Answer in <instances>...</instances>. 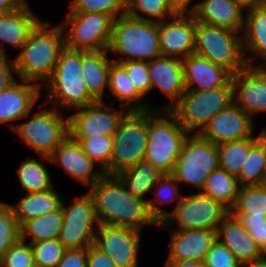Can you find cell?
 Listing matches in <instances>:
<instances>
[{
  "label": "cell",
  "mask_w": 266,
  "mask_h": 267,
  "mask_svg": "<svg viewBox=\"0 0 266 267\" xmlns=\"http://www.w3.org/2000/svg\"><path fill=\"white\" fill-rule=\"evenodd\" d=\"M63 223L62 207L48 213L25 221L20 226V239L25 241L30 238V244L58 238Z\"/></svg>",
  "instance_id": "obj_34"
},
{
  "label": "cell",
  "mask_w": 266,
  "mask_h": 267,
  "mask_svg": "<svg viewBox=\"0 0 266 267\" xmlns=\"http://www.w3.org/2000/svg\"><path fill=\"white\" fill-rule=\"evenodd\" d=\"M77 141L84 153L97 165L105 174L111 175V158L113 151L112 136L95 137H71Z\"/></svg>",
  "instance_id": "obj_38"
},
{
  "label": "cell",
  "mask_w": 266,
  "mask_h": 267,
  "mask_svg": "<svg viewBox=\"0 0 266 267\" xmlns=\"http://www.w3.org/2000/svg\"><path fill=\"white\" fill-rule=\"evenodd\" d=\"M111 175L144 160L147 147V111H129L112 136Z\"/></svg>",
  "instance_id": "obj_10"
},
{
  "label": "cell",
  "mask_w": 266,
  "mask_h": 267,
  "mask_svg": "<svg viewBox=\"0 0 266 267\" xmlns=\"http://www.w3.org/2000/svg\"><path fill=\"white\" fill-rule=\"evenodd\" d=\"M204 267H241L233 253L218 239L212 244L204 259Z\"/></svg>",
  "instance_id": "obj_45"
},
{
  "label": "cell",
  "mask_w": 266,
  "mask_h": 267,
  "mask_svg": "<svg viewBox=\"0 0 266 267\" xmlns=\"http://www.w3.org/2000/svg\"><path fill=\"white\" fill-rule=\"evenodd\" d=\"M236 3L240 4L244 9L254 8L256 6L263 5L265 0H234Z\"/></svg>",
  "instance_id": "obj_54"
},
{
  "label": "cell",
  "mask_w": 266,
  "mask_h": 267,
  "mask_svg": "<svg viewBox=\"0 0 266 267\" xmlns=\"http://www.w3.org/2000/svg\"><path fill=\"white\" fill-rule=\"evenodd\" d=\"M120 110L107 106L103 101L80 107L78 112L68 118L70 137L113 136L119 123L129 112L120 106Z\"/></svg>",
  "instance_id": "obj_14"
},
{
  "label": "cell",
  "mask_w": 266,
  "mask_h": 267,
  "mask_svg": "<svg viewBox=\"0 0 266 267\" xmlns=\"http://www.w3.org/2000/svg\"><path fill=\"white\" fill-rule=\"evenodd\" d=\"M188 134L169 110H148L144 160L151 162L163 174H171Z\"/></svg>",
  "instance_id": "obj_5"
},
{
  "label": "cell",
  "mask_w": 266,
  "mask_h": 267,
  "mask_svg": "<svg viewBox=\"0 0 266 267\" xmlns=\"http://www.w3.org/2000/svg\"><path fill=\"white\" fill-rule=\"evenodd\" d=\"M246 11L243 34H241L243 49L244 53L248 51L253 53L251 56L246 54L245 59L248 65L254 66L255 58H263L261 60L266 62V5L256 6Z\"/></svg>",
  "instance_id": "obj_26"
},
{
  "label": "cell",
  "mask_w": 266,
  "mask_h": 267,
  "mask_svg": "<svg viewBox=\"0 0 266 267\" xmlns=\"http://www.w3.org/2000/svg\"><path fill=\"white\" fill-rule=\"evenodd\" d=\"M53 188L43 192L26 193L25 197L13 208L19 226L25 221L52 213L62 207V199Z\"/></svg>",
  "instance_id": "obj_30"
},
{
  "label": "cell",
  "mask_w": 266,
  "mask_h": 267,
  "mask_svg": "<svg viewBox=\"0 0 266 267\" xmlns=\"http://www.w3.org/2000/svg\"><path fill=\"white\" fill-rule=\"evenodd\" d=\"M126 14L136 19L152 22L164 21L169 16L171 19L175 15L165 0H127Z\"/></svg>",
  "instance_id": "obj_40"
},
{
  "label": "cell",
  "mask_w": 266,
  "mask_h": 267,
  "mask_svg": "<svg viewBox=\"0 0 266 267\" xmlns=\"http://www.w3.org/2000/svg\"><path fill=\"white\" fill-rule=\"evenodd\" d=\"M266 134L264 128L255 137L237 141L224 142L217 145L219 152V168L226 170L229 174L238 177L243 164L250 152V149Z\"/></svg>",
  "instance_id": "obj_32"
},
{
  "label": "cell",
  "mask_w": 266,
  "mask_h": 267,
  "mask_svg": "<svg viewBox=\"0 0 266 267\" xmlns=\"http://www.w3.org/2000/svg\"><path fill=\"white\" fill-rule=\"evenodd\" d=\"M182 61L186 90H210L231 81L233 74L229 70L195 53Z\"/></svg>",
  "instance_id": "obj_22"
},
{
  "label": "cell",
  "mask_w": 266,
  "mask_h": 267,
  "mask_svg": "<svg viewBox=\"0 0 266 267\" xmlns=\"http://www.w3.org/2000/svg\"><path fill=\"white\" fill-rule=\"evenodd\" d=\"M74 198L70 206L62 203L63 223L58 240L66 249L88 248L93 245L99 226L94 199L89 192Z\"/></svg>",
  "instance_id": "obj_13"
},
{
  "label": "cell",
  "mask_w": 266,
  "mask_h": 267,
  "mask_svg": "<svg viewBox=\"0 0 266 267\" xmlns=\"http://www.w3.org/2000/svg\"><path fill=\"white\" fill-rule=\"evenodd\" d=\"M48 26V22L40 20L13 59L19 80L41 85L39 81L45 83L51 77L60 52L65 47V37L61 24L52 29Z\"/></svg>",
  "instance_id": "obj_2"
},
{
  "label": "cell",
  "mask_w": 266,
  "mask_h": 267,
  "mask_svg": "<svg viewBox=\"0 0 266 267\" xmlns=\"http://www.w3.org/2000/svg\"><path fill=\"white\" fill-rule=\"evenodd\" d=\"M56 267H87V248L66 249Z\"/></svg>",
  "instance_id": "obj_49"
},
{
  "label": "cell",
  "mask_w": 266,
  "mask_h": 267,
  "mask_svg": "<svg viewBox=\"0 0 266 267\" xmlns=\"http://www.w3.org/2000/svg\"><path fill=\"white\" fill-rule=\"evenodd\" d=\"M87 267H117L111 258L94 245L87 248Z\"/></svg>",
  "instance_id": "obj_50"
},
{
  "label": "cell",
  "mask_w": 266,
  "mask_h": 267,
  "mask_svg": "<svg viewBox=\"0 0 266 267\" xmlns=\"http://www.w3.org/2000/svg\"><path fill=\"white\" fill-rule=\"evenodd\" d=\"M175 14H189V5L193 0H165Z\"/></svg>",
  "instance_id": "obj_51"
},
{
  "label": "cell",
  "mask_w": 266,
  "mask_h": 267,
  "mask_svg": "<svg viewBox=\"0 0 266 267\" xmlns=\"http://www.w3.org/2000/svg\"><path fill=\"white\" fill-rule=\"evenodd\" d=\"M230 213L266 216V186L240 187L236 203Z\"/></svg>",
  "instance_id": "obj_39"
},
{
  "label": "cell",
  "mask_w": 266,
  "mask_h": 267,
  "mask_svg": "<svg viewBox=\"0 0 266 267\" xmlns=\"http://www.w3.org/2000/svg\"><path fill=\"white\" fill-rule=\"evenodd\" d=\"M238 31L196 21L194 53L236 74L248 64Z\"/></svg>",
  "instance_id": "obj_7"
},
{
  "label": "cell",
  "mask_w": 266,
  "mask_h": 267,
  "mask_svg": "<svg viewBox=\"0 0 266 267\" xmlns=\"http://www.w3.org/2000/svg\"><path fill=\"white\" fill-rule=\"evenodd\" d=\"M216 239V231L205 229L173 230L167 260L203 262Z\"/></svg>",
  "instance_id": "obj_24"
},
{
  "label": "cell",
  "mask_w": 266,
  "mask_h": 267,
  "mask_svg": "<svg viewBox=\"0 0 266 267\" xmlns=\"http://www.w3.org/2000/svg\"><path fill=\"white\" fill-rule=\"evenodd\" d=\"M141 230L99 224L93 245L117 267H137Z\"/></svg>",
  "instance_id": "obj_15"
},
{
  "label": "cell",
  "mask_w": 266,
  "mask_h": 267,
  "mask_svg": "<svg viewBox=\"0 0 266 267\" xmlns=\"http://www.w3.org/2000/svg\"><path fill=\"white\" fill-rule=\"evenodd\" d=\"M218 168L217 145L193 133L183 141L171 175L178 183H188L200 191L211 172Z\"/></svg>",
  "instance_id": "obj_9"
},
{
  "label": "cell",
  "mask_w": 266,
  "mask_h": 267,
  "mask_svg": "<svg viewBox=\"0 0 266 267\" xmlns=\"http://www.w3.org/2000/svg\"><path fill=\"white\" fill-rule=\"evenodd\" d=\"M233 103L252 114L266 112V65H247L232 75Z\"/></svg>",
  "instance_id": "obj_16"
},
{
  "label": "cell",
  "mask_w": 266,
  "mask_h": 267,
  "mask_svg": "<svg viewBox=\"0 0 266 267\" xmlns=\"http://www.w3.org/2000/svg\"><path fill=\"white\" fill-rule=\"evenodd\" d=\"M239 188L237 177L218 168L211 172L200 192L217 200L230 211L236 203Z\"/></svg>",
  "instance_id": "obj_33"
},
{
  "label": "cell",
  "mask_w": 266,
  "mask_h": 267,
  "mask_svg": "<svg viewBox=\"0 0 266 267\" xmlns=\"http://www.w3.org/2000/svg\"><path fill=\"white\" fill-rule=\"evenodd\" d=\"M109 93L113 94L121 103L120 106L128 111H148V104L142 103L144 97L132 83L126 69L119 63L110 66L108 78Z\"/></svg>",
  "instance_id": "obj_29"
},
{
  "label": "cell",
  "mask_w": 266,
  "mask_h": 267,
  "mask_svg": "<svg viewBox=\"0 0 266 267\" xmlns=\"http://www.w3.org/2000/svg\"><path fill=\"white\" fill-rule=\"evenodd\" d=\"M242 11L246 10L234 0H204L189 8L196 21L238 32L245 24Z\"/></svg>",
  "instance_id": "obj_23"
},
{
  "label": "cell",
  "mask_w": 266,
  "mask_h": 267,
  "mask_svg": "<svg viewBox=\"0 0 266 267\" xmlns=\"http://www.w3.org/2000/svg\"><path fill=\"white\" fill-rule=\"evenodd\" d=\"M164 267H204V262L193 260H166Z\"/></svg>",
  "instance_id": "obj_53"
},
{
  "label": "cell",
  "mask_w": 266,
  "mask_h": 267,
  "mask_svg": "<svg viewBox=\"0 0 266 267\" xmlns=\"http://www.w3.org/2000/svg\"><path fill=\"white\" fill-rule=\"evenodd\" d=\"M266 168V134L250 149L237 177L240 187L262 185Z\"/></svg>",
  "instance_id": "obj_36"
},
{
  "label": "cell",
  "mask_w": 266,
  "mask_h": 267,
  "mask_svg": "<svg viewBox=\"0 0 266 267\" xmlns=\"http://www.w3.org/2000/svg\"><path fill=\"white\" fill-rule=\"evenodd\" d=\"M230 211L217 200L199 192L184 196L158 227L167 228L175 221L179 230L205 229L217 231Z\"/></svg>",
  "instance_id": "obj_12"
},
{
  "label": "cell",
  "mask_w": 266,
  "mask_h": 267,
  "mask_svg": "<svg viewBox=\"0 0 266 267\" xmlns=\"http://www.w3.org/2000/svg\"><path fill=\"white\" fill-rule=\"evenodd\" d=\"M16 72L15 62L8 61L5 44H0V92L9 88L17 81L14 77Z\"/></svg>",
  "instance_id": "obj_48"
},
{
  "label": "cell",
  "mask_w": 266,
  "mask_h": 267,
  "mask_svg": "<svg viewBox=\"0 0 266 267\" xmlns=\"http://www.w3.org/2000/svg\"><path fill=\"white\" fill-rule=\"evenodd\" d=\"M178 185V182L171 174H164L152 188V191H154L152 193L155 194V198L153 201L148 200V207L151 215L158 223L162 222V220L169 214V211L159 207V204H167L177 200L175 205V207H177L183 199L184 196L180 194Z\"/></svg>",
  "instance_id": "obj_37"
},
{
  "label": "cell",
  "mask_w": 266,
  "mask_h": 267,
  "mask_svg": "<svg viewBox=\"0 0 266 267\" xmlns=\"http://www.w3.org/2000/svg\"><path fill=\"white\" fill-rule=\"evenodd\" d=\"M49 106V109L37 111L25 123L8 125L43 161L50 162L49 156L68 135V118L57 112L55 107Z\"/></svg>",
  "instance_id": "obj_8"
},
{
  "label": "cell",
  "mask_w": 266,
  "mask_h": 267,
  "mask_svg": "<svg viewBox=\"0 0 266 267\" xmlns=\"http://www.w3.org/2000/svg\"><path fill=\"white\" fill-rule=\"evenodd\" d=\"M0 92V124L28 118L41 97V86L20 79Z\"/></svg>",
  "instance_id": "obj_21"
},
{
  "label": "cell",
  "mask_w": 266,
  "mask_h": 267,
  "mask_svg": "<svg viewBox=\"0 0 266 267\" xmlns=\"http://www.w3.org/2000/svg\"><path fill=\"white\" fill-rule=\"evenodd\" d=\"M148 72L151 90L159 87L171 99L172 103L161 108V110H169L180 100L186 90L182 59L160 56L148 61Z\"/></svg>",
  "instance_id": "obj_20"
},
{
  "label": "cell",
  "mask_w": 266,
  "mask_h": 267,
  "mask_svg": "<svg viewBox=\"0 0 266 267\" xmlns=\"http://www.w3.org/2000/svg\"><path fill=\"white\" fill-rule=\"evenodd\" d=\"M233 103L232 80L210 90H185L180 100L169 109L189 134H200L209 121Z\"/></svg>",
  "instance_id": "obj_6"
},
{
  "label": "cell",
  "mask_w": 266,
  "mask_h": 267,
  "mask_svg": "<svg viewBox=\"0 0 266 267\" xmlns=\"http://www.w3.org/2000/svg\"><path fill=\"white\" fill-rule=\"evenodd\" d=\"M254 125L253 118L232 103L228 108L218 112L200 135L215 145H219L251 137L254 133Z\"/></svg>",
  "instance_id": "obj_18"
},
{
  "label": "cell",
  "mask_w": 266,
  "mask_h": 267,
  "mask_svg": "<svg viewBox=\"0 0 266 267\" xmlns=\"http://www.w3.org/2000/svg\"><path fill=\"white\" fill-rule=\"evenodd\" d=\"M20 239V226L10 204L0 202V261L6 251Z\"/></svg>",
  "instance_id": "obj_41"
},
{
  "label": "cell",
  "mask_w": 266,
  "mask_h": 267,
  "mask_svg": "<svg viewBox=\"0 0 266 267\" xmlns=\"http://www.w3.org/2000/svg\"><path fill=\"white\" fill-rule=\"evenodd\" d=\"M115 18L105 13H68L61 26L65 46L82 51L108 50Z\"/></svg>",
  "instance_id": "obj_11"
},
{
  "label": "cell",
  "mask_w": 266,
  "mask_h": 267,
  "mask_svg": "<svg viewBox=\"0 0 266 267\" xmlns=\"http://www.w3.org/2000/svg\"><path fill=\"white\" fill-rule=\"evenodd\" d=\"M99 224L141 230L143 225L159 226L151 215L148 199L131 194L117 175L104 174L88 191Z\"/></svg>",
  "instance_id": "obj_1"
},
{
  "label": "cell",
  "mask_w": 266,
  "mask_h": 267,
  "mask_svg": "<svg viewBox=\"0 0 266 267\" xmlns=\"http://www.w3.org/2000/svg\"><path fill=\"white\" fill-rule=\"evenodd\" d=\"M195 30L193 14H175L171 21L158 22L161 55L184 59L194 54Z\"/></svg>",
  "instance_id": "obj_17"
},
{
  "label": "cell",
  "mask_w": 266,
  "mask_h": 267,
  "mask_svg": "<svg viewBox=\"0 0 266 267\" xmlns=\"http://www.w3.org/2000/svg\"><path fill=\"white\" fill-rule=\"evenodd\" d=\"M40 20L28 4L18 10L0 13V40L20 49Z\"/></svg>",
  "instance_id": "obj_28"
},
{
  "label": "cell",
  "mask_w": 266,
  "mask_h": 267,
  "mask_svg": "<svg viewBox=\"0 0 266 267\" xmlns=\"http://www.w3.org/2000/svg\"><path fill=\"white\" fill-rule=\"evenodd\" d=\"M163 175L157 167L146 160L117 174L131 194L143 199Z\"/></svg>",
  "instance_id": "obj_31"
},
{
  "label": "cell",
  "mask_w": 266,
  "mask_h": 267,
  "mask_svg": "<svg viewBox=\"0 0 266 267\" xmlns=\"http://www.w3.org/2000/svg\"><path fill=\"white\" fill-rule=\"evenodd\" d=\"M216 233L217 239L233 253L242 265L261 259L262 249L231 213L218 226Z\"/></svg>",
  "instance_id": "obj_25"
},
{
  "label": "cell",
  "mask_w": 266,
  "mask_h": 267,
  "mask_svg": "<svg viewBox=\"0 0 266 267\" xmlns=\"http://www.w3.org/2000/svg\"><path fill=\"white\" fill-rule=\"evenodd\" d=\"M27 4L26 0H0V13L18 10Z\"/></svg>",
  "instance_id": "obj_52"
},
{
  "label": "cell",
  "mask_w": 266,
  "mask_h": 267,
  "mask_svg": "<svg viewBox=\"0 0 266 267\" xmlns=\"http://www.w3.org/2000/svg\"><path fill=\"white\" fill-rule=\"evenodd\" d=\"M70 13H105L117 18L126 14L127 0H74Z\"/></svg>",
  "instance_id": "obj_42"
},
{
  "label": "cell",
  "mask_w": 266,
  "mask_h": 267,
  "mask_svg": "<svg viewBox=\"0 0 266 267\" xmlns=\"http://www.w3.org/2000/svg\"><path fill=\"white\" fill-rule=\"evenodd\" d=\"M112 53L126 56L113 62L151 61L161 55L158 22L136 19L127 14L114 20L108 47Z\"/></svg>",
  "instance_id": "obj_4"
},
{
  "label": "cell",
  "mask_w": 266,
  "mask_h": 267,
  "mask_svg": "<svg viewBox=\"0 0 266 267\" xmlns=\"http://www.w3.org/2000/svg\"><path fill=\"white\" fill-rule=\"evenodd\" d=\"M34 265L31 244L19 239L3 255L0 267H30Z\"/></svg>",
  "instance_id": "obj_44"
},
{
  "label": "cell",
  "mask_w": 266,
  "mask_h": 267,
  "mask_svg": "<svg viewBox=\"0 0 266 267\" xmlns=\"http://www.w3.org/2000/svg\"><path fill=\"white\" fill-rule=\"evenodd\" d=\"M232 215L237 218L262 250L266 248V216L252 214Z\"/></svg>",
  "instance_id": "obj_47"
},
{
  "label": "cell",
  "mask_w": 266,
  "mask_h": 267,
  "mask_svg": "<svg viewBox=\"0 0 266 267\" xmlns=\"http://www.w3.org/2000/svg\"><path fill=\"white\" fill-rule=\"evenodd\" d=\"M50 161L61 167L75 180L84 185L93 186L105 173L97 172L96 165L83 151L80 144L69 135L49 156Z\"/></svg>",
  "instance_id": "obj_19"
},
{
  "label": "cell",
  "mask_w": 266,
  "mask_h": 267,
  "mask_svg": "<svg viewBox=\"0 0 266 267\" xmlns=\"http://www.w3.org/2000/svg\"><path fill=\"white\" fill-rule=\"evenodd\" d=\"M48 97L57 110L85 107L97 100L88 91L81 69V50L65 46L59 55L51 77L45 82Z\"/></svg>",
  "instance_id": "obj_3"
},
{
  "label": "cell",
  "mask_w": 266,
  "mask_h": 267,
  "mask_svg": "<svg viewBox=\"0 0 266 267\" xmlns=\"http://www.w3.org/2000/svg\"><path fill=\"white\" fill-rule=\"evenodd\" d=\"M31 249L38 267H56L66 250L58 238L31 243Z\"/></svg>",
  "instance_id": "obj_43"
},
{
  "label": "cell",
  "mask_w": 266,
  "mask_h": 267,
  "mask_svg": "<svg viewBox=\"0 0 266 267\" xmlns=\"http://www.w3.org/2000/svg\"><path fill=\"white\" fill-rule=\"evenodd\" d=\"M127 71L129 78L136 89L145 96L151 90L150 76L148 72V61H127L120 63Z\"/></svg>",
  "instance_id": "obj_46"
},
{
  "label": "cell",
  "mask_w": 266,
  "mask_h": 267,
  "mask_svg": "<svg viewBox=\"0 0 266 267\" xmlns=\"http://www.w3.org/2000/svg\"><path fill=\"white\" fill-rule=\"evenodd\" d=\"M108 50L82 51L81 69L83 79L90 94L97 100L103 101L104 90L108 87L110 66Z\"/></svg>",
  "instance_id": "obj_27"
},
{
  "label": "cell",
  "mask_w": 266,
  "mask_h": 267,
  "mask_svg": "<svg viewBox=\"0 0 266 267\" xmlns=\"http://www.w3.org/2000/svg\"><path fill=\"white\" fill-rule=\"evenodd\" d=\"M261 259H262L264 262H266V248H264V249L262 250V256H261Z\"/></svg>",
  "instance_id": "obj_56"
},
{
  "label": "cell",
  "mask_w": 266,
  "mask_h": 267,
  "mask_svg": "<svg viewBox=\"0 0 266 267\" xmlns=\"http://www.w3.org/2000/svg\"><path fill=\"white\" fill-rule=\"evenodd\" d=\"M20 185L26 193L43 192L53 188L51 176L44 163L27 157L16 170Z\"/></svg>",
  "instance_id": "obj_35"
},
{
  "label": "cell",
  "mask_w": 266,
  "mask_h": 267,
  "mask_svg": "<svg viewBox=\"0 0 266 267\" xmlns=\"http://www.w3.org/2000/svg\"><path fill=\"white\" fill-rule=\"evenodd\" d=\"M241 267H266V262L260 259L257 261H252L250 263L243 264Z\"/></svg>",
  "instance_id": "obj_55"
},
{
  "label": "cell",
  "mask_w": 266,
  "mask_h": 267,
  "mask_svg": "<svg viewBox=\"0 0 266 267\" xmlns=\"http://www.w3.org/2000/svg\"><path fill=\"white\" fill-rule=\"evenodd\" d=\"M262 185L266 186V168H265L264 179H263Z\"/></svg>",
  "instance_id": "obj_57"
}]
</instances>
